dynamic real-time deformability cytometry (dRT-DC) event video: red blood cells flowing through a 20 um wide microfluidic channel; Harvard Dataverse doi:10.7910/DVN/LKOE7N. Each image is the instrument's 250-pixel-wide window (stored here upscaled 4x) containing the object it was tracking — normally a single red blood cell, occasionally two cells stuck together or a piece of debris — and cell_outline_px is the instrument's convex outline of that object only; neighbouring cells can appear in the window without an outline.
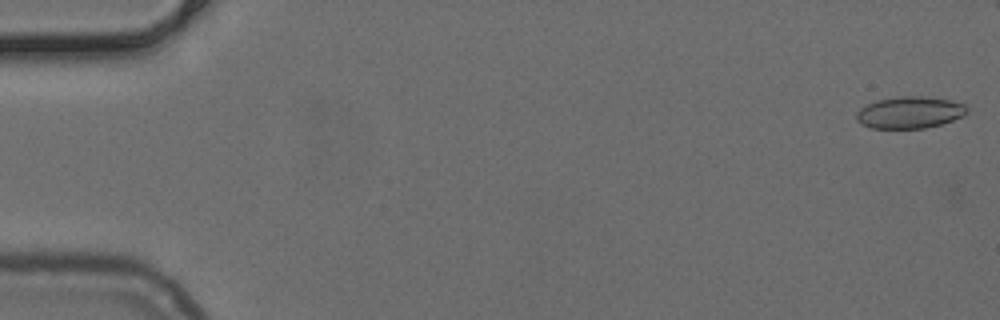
{"species": "common noctule bat (a hibernating species)", "species_latin": "Nyctalus noctula", "temperature_condition": "cold", "stored_images_in_passage": 13, "camera_frame_rate_fps": 3000, "um_per_image_px": 0.085, "animal": {"sex": "female", "body_mass_g": 24.6, "forearm_length_mm": 56.2}, "frame": {"image": 1, "passage_image": 1, "time_ms": 0.0, "image_size_px": [1000, 320], "cell_outline_px": [[968, 112], [964, 116], [940, 124], [924, 128], [868, 128], [860, 124], [856, 120], [856, 112], [860, 108], [876, 100], [900, 96], [920, 96], [952, 100], [964, 104], [968, 108]], "centroid_in_image_um": [77.31, 9.56], "position_along_channel_um": 7.7, "area_um2": 20.63}}